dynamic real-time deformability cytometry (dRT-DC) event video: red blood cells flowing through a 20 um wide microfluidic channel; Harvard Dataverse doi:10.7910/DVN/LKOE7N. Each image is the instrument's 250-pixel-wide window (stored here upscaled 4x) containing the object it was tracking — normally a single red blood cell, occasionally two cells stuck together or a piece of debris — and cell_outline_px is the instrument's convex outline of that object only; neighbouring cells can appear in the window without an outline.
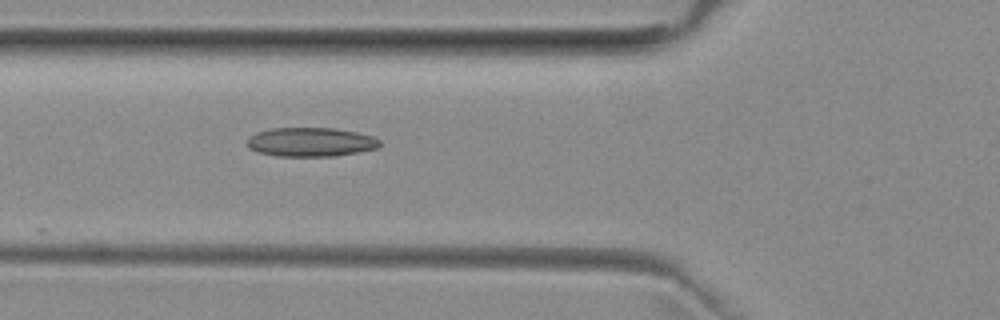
{"species": "common noctule bat (a hibernating species)", "species_latin": "Nyctalus noctula", "temperature_condition": "room temperature", "stored_images_in_passage": 11, "camera_frame_rate_fps": 3000, "um_per_image_px": 0.085, "animal": {"sex": "female", "body_mass_g": 29.2, "forearm_length_mm": 56.3}, "frame": {"image": 1, "passage_image": 3, "time_ms": 0.667, "image_size_px": [1000, 320], "cell_outline_px": [[380, 144], [376, 148], [356, 152], [332, 156], [276, 156], [260, 152], [248, 148], [248, 136], [256, 132], [272, 128], [336, 128], [356, 132], [372, 136], [380, 140]], "centroid_in_image_um": [26.38, 12.06], "position_along_channel_um": 99.4, "area_um2": 22.31}}
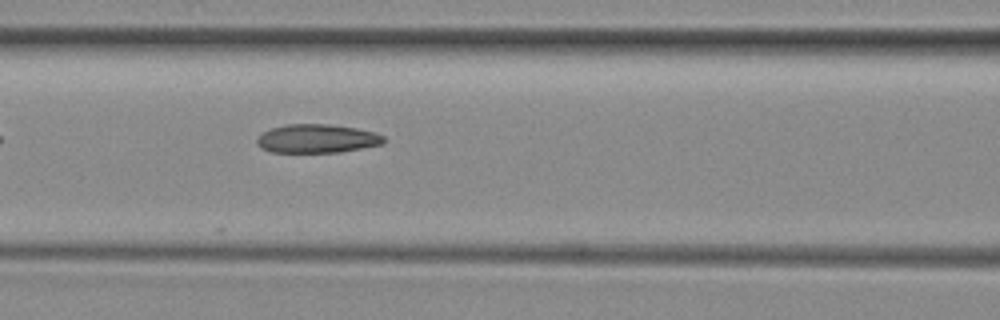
{"frame": {"image": 2, "passage_image": 6, "time_ms": 1.667, "image_size_px": [1000, 320], "cell_outline_px": [[384, 144], [340, 152], [272, 152], [260, 148], [256, 144], [256, 140], [264, 132], [272, 128], [288, 124], [328, 124], [356, 128], [372, 132], [384, 136]], "centroid_in_image_um": [26.94, 11.79], "position_along_channel_um": 139.7, "area_um2": 21.04}}
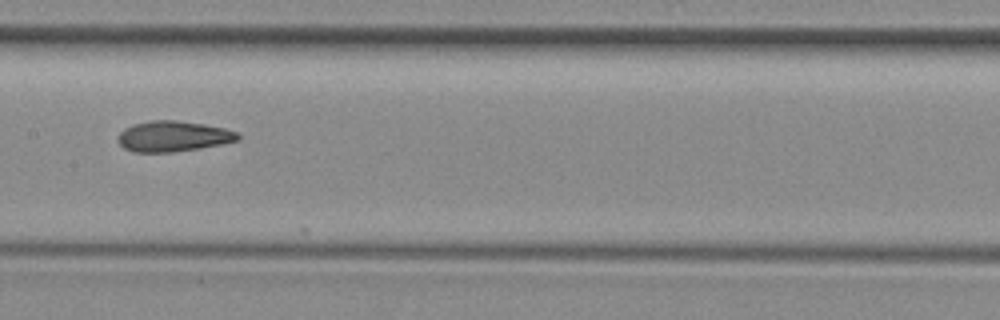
{"frame": {"image": 3, "passage_image": 10, "time_ms": 3.0, "image_size_px": [1000, 320], "cell_outline_px": [[240, 136], [236, 140], [220, 144], [200, 148], [172, 152], [132, 152], [124, 148], [116, 140], [116, 136], [124, 128], [132, 124], [152, 120], [176, 120], [204, 124], [224, 128], [236, 132]], "centroid_in_image_um": [14.64, 11.58], "position_along_channel_um": 192.8, "area_um2": 21.39}}